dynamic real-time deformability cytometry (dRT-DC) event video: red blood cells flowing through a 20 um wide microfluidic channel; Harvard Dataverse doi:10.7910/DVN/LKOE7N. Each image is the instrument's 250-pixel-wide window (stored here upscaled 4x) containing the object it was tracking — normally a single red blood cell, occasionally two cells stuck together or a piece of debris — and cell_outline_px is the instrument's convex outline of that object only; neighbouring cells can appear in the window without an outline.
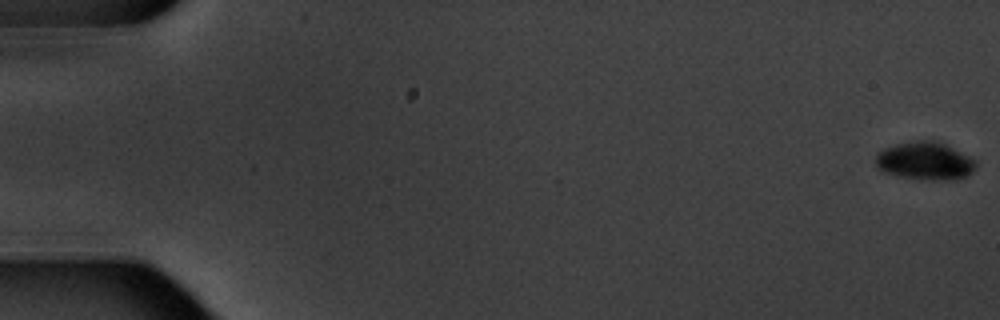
{"species": "common noctule bat (a hibernating species)", "species_latin": "Nyctalus noctula", "temperature_condition": "warm", "stored_images_in_passage": 6, "camera_frame_rate_fps": 3000, "um_per_image_px": 0.085, "animal": {"sex": "male", "body_mass_g": 20.1, "forearm_length_mm": 53.5}, "frame": {"image": 1, "passage_image": 1, "time_ms": 0.0, "image_size_px": [1000, 320], "cell_outline_px": [[976, 168], [968, 176], [956, 180], [932, 180], [900, 176], [884, 172], [876, 168], [876, 152], [884, 148], [896, 144], [916, 140], [936, 140], [976, 160]], "centroid_in_image_um": [78.62, 13.68], "position_along_channel_um": 6.4, "area_um2": 22.25}}
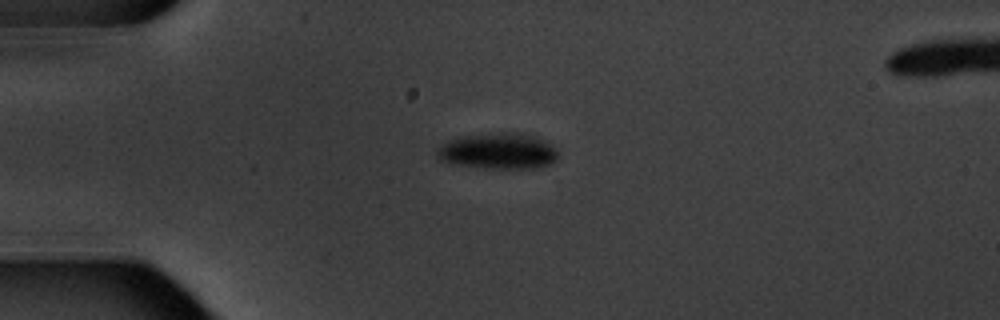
{"frame": {"image": 2, "passage_image": 5, "time_ms": 5.0, "image_size_px": [1000, 320], "cell_outline_px": [[560, 156], [552, 164], [540, 168], [484, 168], [456, 164], [440, 160], [436, 152], [436, 148], [448, 140], [460, 136], [488, 132], [520, 132], [536, 136], [552, 144], [560, 152]], "centroid_in_image_um": [42.4, 12.82], "position_along_channel_um": 42.6, "area_um2": 26.13}}